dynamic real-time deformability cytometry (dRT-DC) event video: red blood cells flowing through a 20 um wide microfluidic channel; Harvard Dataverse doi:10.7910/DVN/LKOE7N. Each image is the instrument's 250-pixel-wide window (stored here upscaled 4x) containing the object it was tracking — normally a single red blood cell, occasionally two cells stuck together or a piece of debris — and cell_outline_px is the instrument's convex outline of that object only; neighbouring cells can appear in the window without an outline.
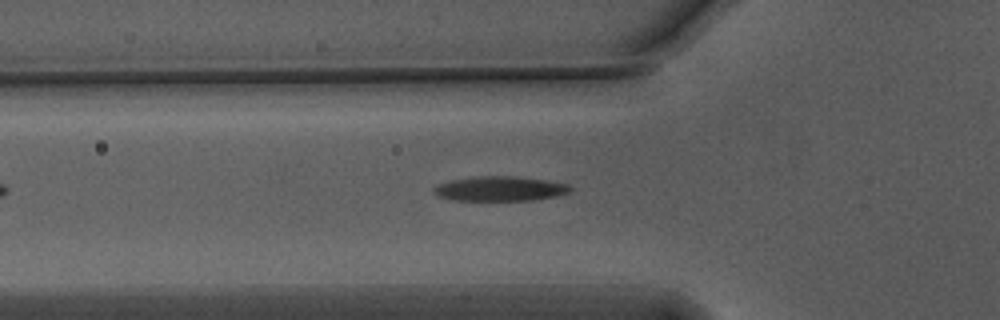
{"species": "Egyptian fruit bat (a non-hibernating species)", "species_latin": "Rousettus aegyptiacus", "temperature_condition": "warm", "stored_images_in_passage": 42, "camera_frame_rate_fps": 3000, "um_per_image_px": 0.085, "animal": {"sex": "male"}, "frame": {"image": 1, "passage_image": 10, "time_ms": 3.0, "image_size_px": [1000, 320], "cell_outline_px": [[572, 188], [568, 192], [556, 196], [532, 200], [452, 200], [440, 196], [432, 192], [432, 188], [436, 184], [452, 180], [476, 176], [516, 176], [544, 180], [568, 184]], "centroid_in_image_um": [42.45, 16.03], "position_along_channel_um": 83.3, "area_um2": 19.54}}
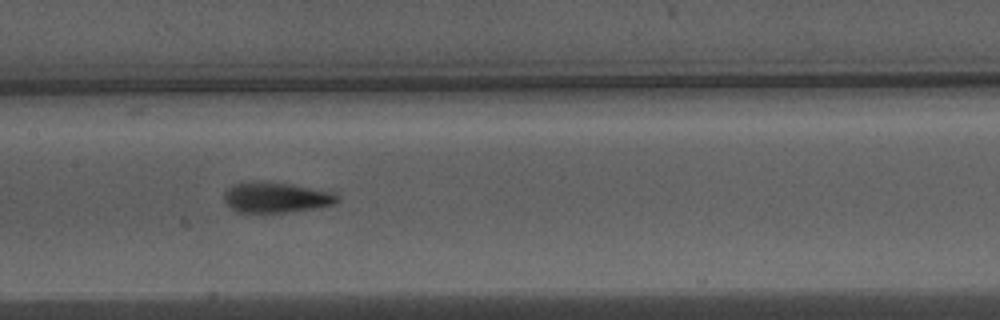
{"frame": {"image": 2, "passage_image": 18, "time_ms": 5.667, "image_size_px": [1000, 320], "cell_outline_px": [[340, 200], [332, 204], [312, 208], [288, 212], [236, 212], [224, 200], [224, 192], [232, 184], [248, 180], [260, 180], [288, 184], [332, 192], [340, 196]], "centroid_in_image_um": [23.4, 16.76], "position_along_channel_um": 184.0, "area_um2": 20.06}}
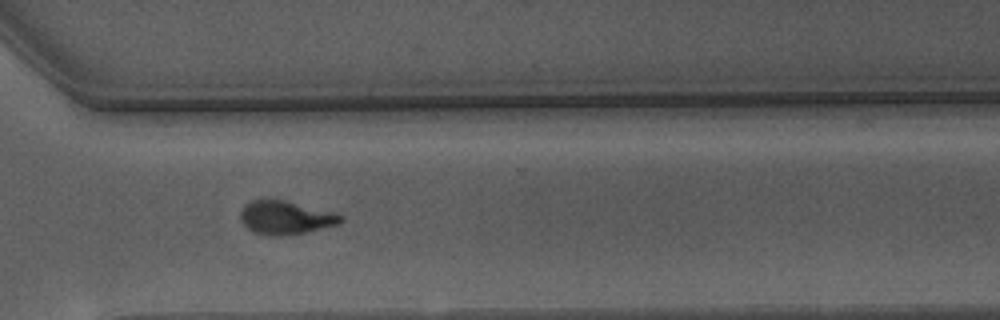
{"frame": {"image": 3, "passage_image": 31, "time_ms": 10.0, "image_size_px": [1000, 320], "cell_outline_px": [[344, 220], [340, 224], [304, 232], [280, 236], [268, 236], [252, 232], [240, 220], [240, 212], [244, 204], [252, 200], [268, 196], [336, 212], [344, 216]], "centroid_in_image_um": [24.25, 18.46], "position_along_channel_um": 346.3, "area_um2": 20.23}, "authors_computed_cell_mechanics": {"area_um2": 19.7676, "velocity_mm_per_s": 3.7547, "shape_relaxation_time_tau1_ms": 3.2306, "shape_relaxation_time_tau2_ms": 0.8264, "deformation_change_tau1": 0.1889, "deformation_change_tau2": 0.0816}}